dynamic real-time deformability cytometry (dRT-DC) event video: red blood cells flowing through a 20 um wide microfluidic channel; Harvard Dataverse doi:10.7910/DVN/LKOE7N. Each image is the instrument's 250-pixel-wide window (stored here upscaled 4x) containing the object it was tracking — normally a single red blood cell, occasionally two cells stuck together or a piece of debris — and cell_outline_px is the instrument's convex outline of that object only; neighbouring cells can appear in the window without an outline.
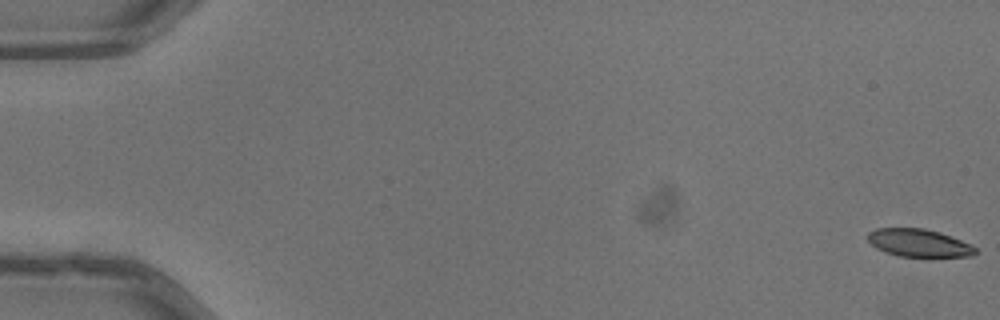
{"species": "common noctule bat (a hibernating species)", "species_latin": "Nyctalus noctula", "temperature_condition": "warm", "stored_images_in_passage": 18, "camera_frame_rate_fps": 3000, "um_per_image_px": 0.085, "animal": {"sex": "male", "body_mass_g": 13.3}, "frame": {"image": 1, "passage_image": 1, "time_ms": 0.0, "image_size_px": [1000, 320], "cell_outline_px": [[976, 252], [972, 256], [932, 260], [900, 256], [876, 248], [868, 240], [868, 232], [876, 228], [924, 228], [940, 232], [960, 240], [976, 248]], "centroid_in_image_um": [78.15, 20.7], "position_along_channel_um": 6.8, "area_um2": 18.09}}
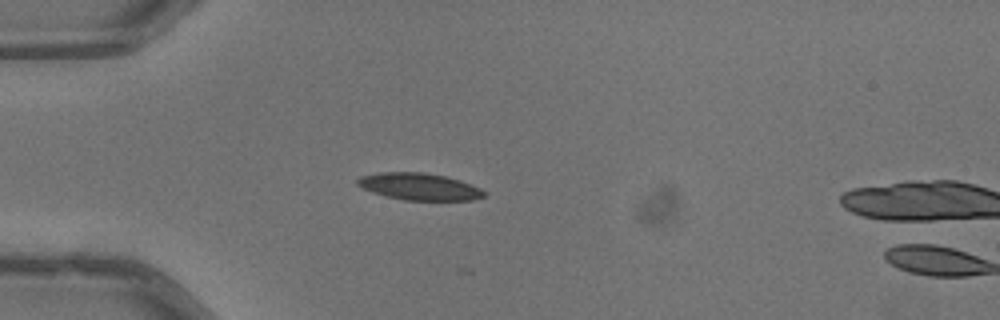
{"frame": {"image": 2, "passage_image": 16, "time_ms": 5.0, "image_size_px": [1000, 320], "cell_outline_px": [[484, 196], [472, 200], [404, 200], [372, 192], [356, 184], [356, 180], [360, 176], [380, 172], [424, 172], [448, 176], [460, 180], [480, 188], [484, 192]], "centroid_in_image_um": [35.63, 15.85], "position_along_channel_um": 49.4, "area_um2": 19.83}}